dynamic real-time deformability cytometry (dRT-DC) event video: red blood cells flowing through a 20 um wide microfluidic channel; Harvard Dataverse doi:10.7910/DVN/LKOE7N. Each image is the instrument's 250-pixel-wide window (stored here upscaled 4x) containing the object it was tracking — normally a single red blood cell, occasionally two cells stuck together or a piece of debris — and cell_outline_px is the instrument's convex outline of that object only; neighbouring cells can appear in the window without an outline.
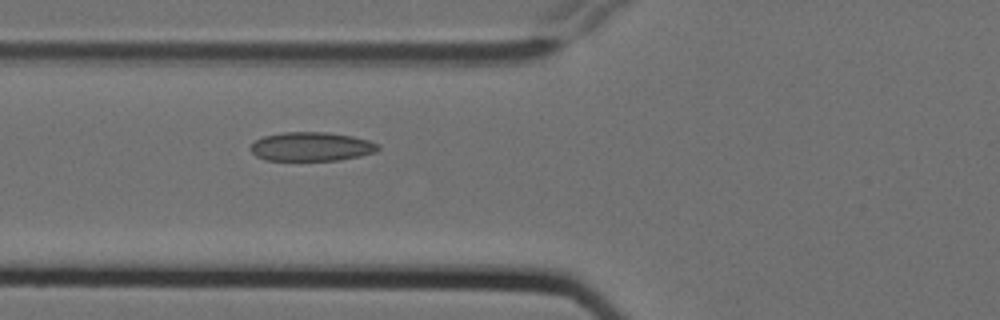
{"species": "Egyptian fruit bat (a non-hibernating species)", "species_latin": "Rousettus aegyptiacus", "temperature_condition": "cold", "stored_images_in_passage": 6, "camera_frame_rate_fps": 3000, "um_per_image_px": 0.085, "animal": {"sex": "female"}, "frame": {"image": 1, "passage_image": 6, "time_ms": 1.667, "image_size_px": [1000, 320], "cell_outline_px": [[380, 148], [376, 152], [360, 156], [340, 160], [264, 160], [256, 156], [248, 148], [256, 140], [264, 136], [284, 132], [324, 132], [352, 136], [368, 140], [380, 144]], "centroid_in_image_um": [26.48, 12.46], "position_along_channel_um": 99.3, "area_um2": 21.56}}